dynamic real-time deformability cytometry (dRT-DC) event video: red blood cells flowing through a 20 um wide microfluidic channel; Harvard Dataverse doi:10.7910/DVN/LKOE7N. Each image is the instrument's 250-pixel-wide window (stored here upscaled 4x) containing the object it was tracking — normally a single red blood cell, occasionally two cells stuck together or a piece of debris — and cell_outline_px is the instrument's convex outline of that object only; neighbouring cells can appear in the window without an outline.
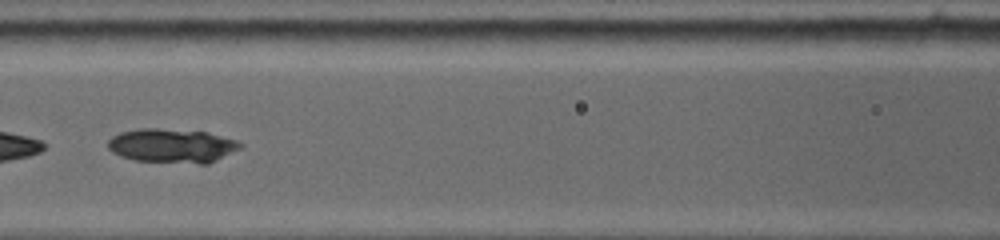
{"species": "common noctule bat (a hibernating species)", "species_latin": "Nyctalus noctula", "temperature_condition": "warm", "stored_images_in_passage": 32, "camera_frame_rate_fps": 5000, "um_per_image_px": 0.085, "animal": {"sex": "female", "body_mass_g": 19.0, "forearm_length_mm": 53.3}, "frame": {"image": 1, "passage_image": 10, "time_ms": 3.0, "image_size_px": [1000, 240], "cell_outline_px": [[244, 148], [208, 164], [200, 164], [136, 160], [120, 156], [112, 152], [108, 148], [108, 140], [112, 136], [120, 132], [136, 128], [156, 128], [208, 132], [236, 140], [244, 144]], "centroid_in_image_um": [14.66, 12.39], "position_along_channel_um": 151.9, "area_um2": 26.65}, "authors_computed_cell_mechanics": {"area_um2": 25.8366, "velocity_mm_per_s": 3.8947, "shape_relaxation_time_tau1_ms": 11.39, "shape_relaxation_time_tau2_ms": null, "deformation_change_tau1": 0.1361, "deformation_change_tau2": null}}